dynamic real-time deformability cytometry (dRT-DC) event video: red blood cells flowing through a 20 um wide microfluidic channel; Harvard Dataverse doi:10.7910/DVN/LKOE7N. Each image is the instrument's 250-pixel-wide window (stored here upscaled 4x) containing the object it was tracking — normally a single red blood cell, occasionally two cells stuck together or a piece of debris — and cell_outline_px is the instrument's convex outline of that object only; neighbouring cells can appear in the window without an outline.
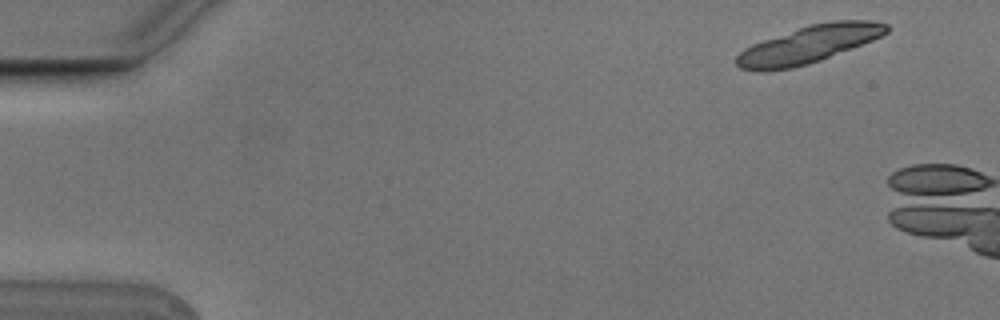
{"species": "Egyptian fruit bat (a non-hibernating species)", "species_latin": "Rousettus aegyptiacus", "temperature_condition": "cold", "stored_images_in_passage": 3, "camera_frame_rate_fps": 3000, "um_per_image_px": 0.085, "animal": {"sex": "male"}, "frame": {"image": 1, "passage_image": 1, "time_ms": 0.0, "image_size_px": [1000, 320], "cell_outline_px": [[888, 32], [872, 40], [820, 60], [808, 64], [792, 68], [764, 72], [756, 72], [740, 68], [736, 64], [736, 56], [744, 48], [752, 44], [808, 24], [832, 20], [872, 20], [888, 24]], "centroid_in_image_um": [68.71, 3.78], "position_along_channel_um": 16.3, "area_um2": 32.71}}